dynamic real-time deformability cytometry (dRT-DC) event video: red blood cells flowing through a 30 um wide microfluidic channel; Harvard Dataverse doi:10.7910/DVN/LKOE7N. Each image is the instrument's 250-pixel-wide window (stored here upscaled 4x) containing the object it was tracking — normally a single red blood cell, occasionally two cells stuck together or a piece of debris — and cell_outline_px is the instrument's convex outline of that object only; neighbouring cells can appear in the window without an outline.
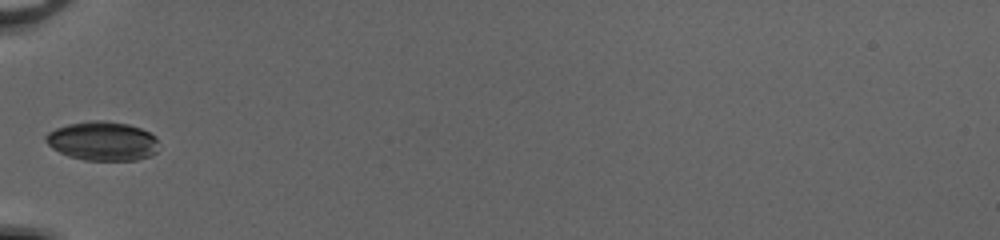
{"species": "common noctule bat (a hibernating species)", "species_latin": "Nyctalus noctula", "temperature_condition": "cold", "stored_images_in_passage": 6, "camera_frame_rate_fps": 3000, "um_per_image_px": 0.085, "animal": {"sex": "female", "body_mass_g": 20.0, "forearm_length_mm": 54.0}, "frame": {"image": 1, "passage_image": 1, "time_ms": 0.0, "image_size_px": [1000, 240], "cell_outline_px": [[156, 152], [152, 156], [136, 160], [84, 160], [68, 156], [52, 148], [44, 140], [44, 136], [48, 132], [56, 128], [68, 124], [88, 120], [104, 120], [128, 124], [140, 128], [156, 136]], "centroid_in_image_um": [8.69, 11.98], "position_along_channel_um": 76.3, "area_um2": 25.84}}